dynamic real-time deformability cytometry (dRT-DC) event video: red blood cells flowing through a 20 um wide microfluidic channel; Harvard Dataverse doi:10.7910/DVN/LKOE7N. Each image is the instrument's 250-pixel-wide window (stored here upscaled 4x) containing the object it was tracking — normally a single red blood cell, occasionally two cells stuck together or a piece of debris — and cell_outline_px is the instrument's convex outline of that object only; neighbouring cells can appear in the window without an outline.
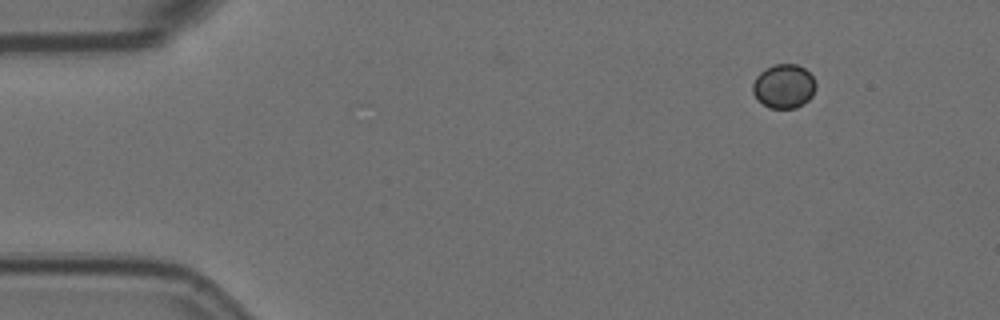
{"species": "Egyptian fruit bat (a non-hibernating species)", "species_latin": "Rousettus aegyptiacus", "temperature_condition": "room temperature", "stored_images_in_passage": 5, "camera_frame_rate_fps": 3000, "um_per_image_px": 0.085, "animal": {"sex": "female"}, "frame": {"image": 1, "passage_image": 1, "time_ms": 0.0, "image_size_px": [1000, 320], "cell_outline_px": [[816, 88], [812, 96], [808, 100], [796, 108], [768, 108], [752, 92], [752, 84], [756, 76], [764, 68], [776, 64], [796, 64], [804, 68], [812, 76], [816, 84]], "centroid_in_image_um": [66.62, 7.32], "position_along_channel_um": 18.4, "area_um2": 16.18}}
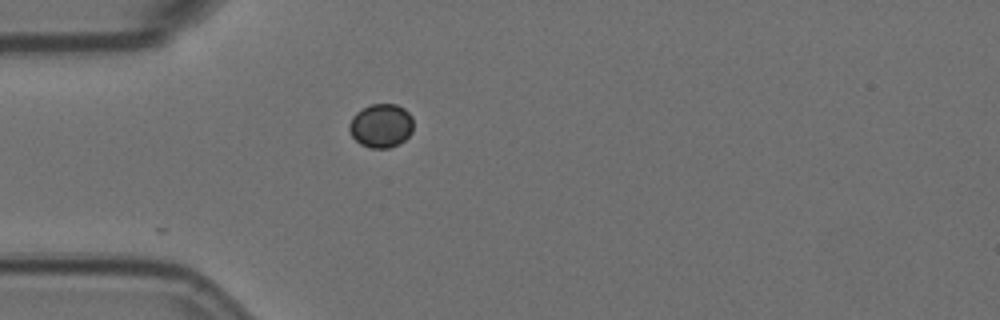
{"frame": {"image": 2, "passage_image": 4, "time_ms": 1.0, "image_size_px": [1000, 320], "cell_outline_px": [[412, 132], [400, 144], [388, 148], [372, 148], [360, 144], [352, 136], [348, 128], [348, 124], [352, 116], [356, 112], [372, 104], [396, 104], [404, 108], [412, 116]], "centroid_in_image_um": [32.38, 10.68], "position_along_channel_um": 52.6, "area_um2": 16.42}}